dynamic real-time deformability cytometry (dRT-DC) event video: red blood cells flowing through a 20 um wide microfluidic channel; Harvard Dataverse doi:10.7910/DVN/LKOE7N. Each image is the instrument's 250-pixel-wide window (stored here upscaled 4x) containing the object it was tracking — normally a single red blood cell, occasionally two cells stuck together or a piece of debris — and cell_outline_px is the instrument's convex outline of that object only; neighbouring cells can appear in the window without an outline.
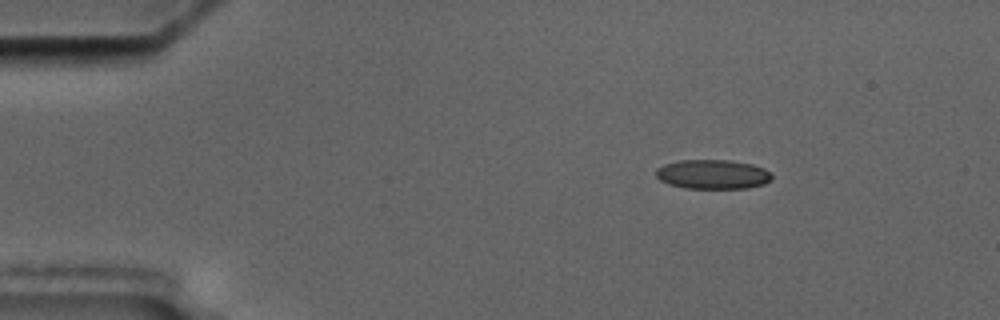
{"species": "common noctule bat (a hibernating species)", "species_latin": "Nyctalus noctula", "temperature_condition": "cold", "stored_images_in_passage": 4, "camera_frame_rate_fps": 3000, "um_per_image_px": 0.085, "animal": {"sex": "male", "body_mass_g": 17.5, "forearm_length_mm": 52.3}, "frame": {"image": 1, "passage_image": 2, "time_ms": 1.333, "image_size_px": [1000, 320], "cell_outline_px": [[772, 180], [764, 184], [748, 188], [684, 188], [668, 184], [660, 180], [656, 176], [656, 168], [664, 164], [680, 160], [728, 160], [752, 164], [764, 168], [772, 172]], "centroid_in_image_um": [60.6, 14.82], "position_along_channel_um": 24.4, "area_um2": 20.0}}